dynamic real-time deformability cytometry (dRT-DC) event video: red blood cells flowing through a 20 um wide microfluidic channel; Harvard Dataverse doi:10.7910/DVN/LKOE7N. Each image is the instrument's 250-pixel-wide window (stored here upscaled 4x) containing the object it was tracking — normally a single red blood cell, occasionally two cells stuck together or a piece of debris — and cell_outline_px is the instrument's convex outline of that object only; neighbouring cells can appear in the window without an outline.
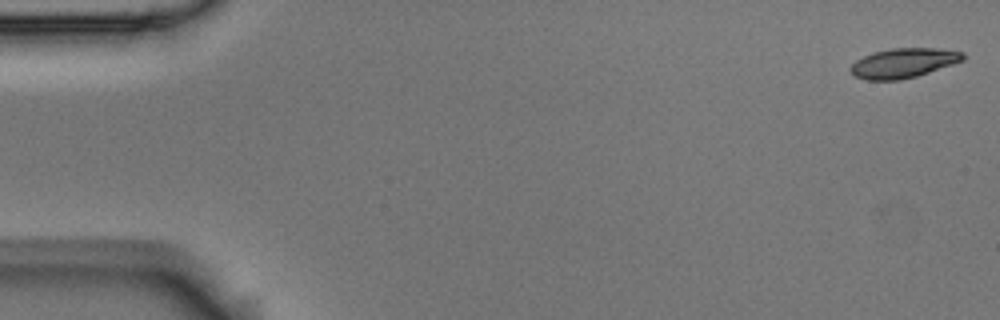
{"species": "Egyptian fruit bat (a non-hibernating species)", "species_latin": "Rousettus aegyptiacus", "temperature_condition": "room temperature", "stored_images_in_passage": 55, "camera_frame_rate_fps": 3000, "um_per_image_px": 0.085, "animal": {"sex": "male"}, "frame": {"image": 1, "passage_image": 1, "time_ms": 0.0, "image_size_px": [1000, 320], "cell_outline_px": [[964, 60], [916, 76], [900, 80], [868, 80], [852, 76], [848, 68], [856, 60], [872, 52], [892, 48], [936, 48], [964, 52]], "centroid_in_image_um": [76.74, 5.36], "position_along_channel_um": 8.3, "area_um2": 19.42}}
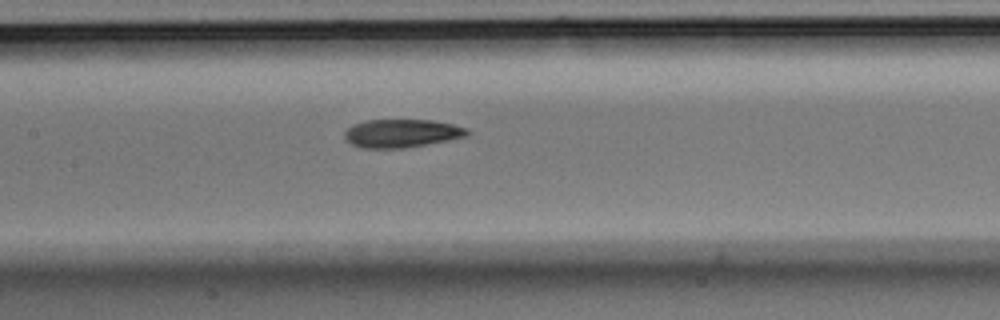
{"frame": {"image": 2, "passage_image": 26, "time_ms": 8.333, "image_size_px": [1000, 320], "cell_outline_px": [[468, 136], [448, 140], [404, 148], [360, 148], [344, 140], [344, 132], [352, 124], [368, 120], [432, 120], [452, 124], [468, 128]], "centroid_in_image_um": [34.11, 11.33], "position_along_channel_um": 173.3, "area_um2": 20.23}}
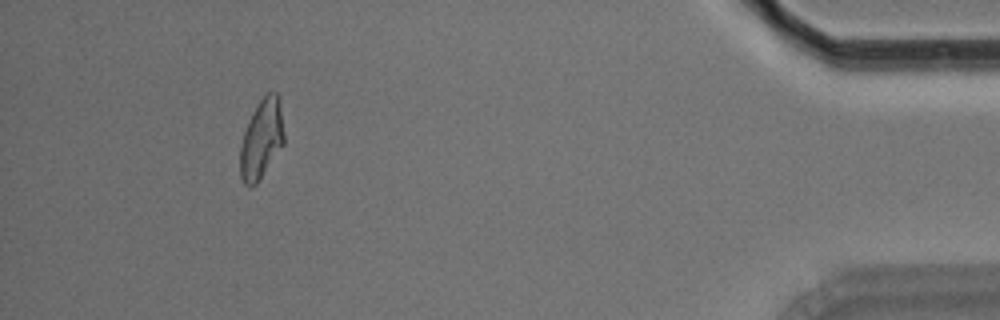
{"frame": {"image": 3, "passage_image": 51, "time_ms": 16.667, "image_size_px": [1000, 320], "cell_outline_px": [[284, 144], [256, 184], [252, 188], [244, 184], [240, 176], [240, 144], [244, 132], [252, 112], [260, 100], [268, 92], [276, 92], [280, 96], [284, 132]], "centroid_in_image_um": [22.24, 11.81], "position_along_channel_um": 413.0, "area_um2": 20.46}, "authors_computed_cell_mechanics": {"area_um2": 20.3456, "velocity_mm_per_s": 3.6214, "shape_relaxation_time_tau1_ms": 4.2632, "shape_relaxation_time_tau2_ms": 3.7757, "deformation_change_tau1": 0.1656, "deformation_change_tau2": 0.0889}}